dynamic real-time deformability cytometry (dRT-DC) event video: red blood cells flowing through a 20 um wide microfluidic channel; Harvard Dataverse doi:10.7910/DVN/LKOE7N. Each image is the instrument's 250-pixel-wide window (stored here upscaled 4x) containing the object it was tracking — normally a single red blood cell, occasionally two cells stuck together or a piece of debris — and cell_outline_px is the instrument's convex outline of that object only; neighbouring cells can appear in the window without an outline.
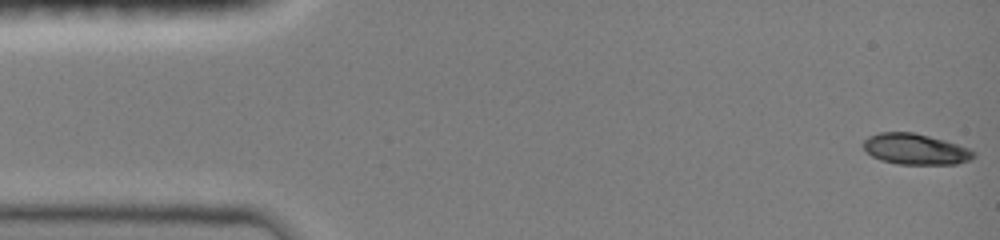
{"species": "common noctule bat (a hibernating species)", "species_latin": "Nyctalus noctula", "temperature_condition": "room temperature", "stored_images_in_passage": 47, "camera_frame_rate_fps": 3000, "um_per_image_px": 0.085, "animal": {"sex": "female", "body_mass_g": 19.0, "forearm_length_mm": 51.5}, "frame": {"image": 1, "passage_image": 1, "time_ms": 0.0, "image_size_px": [1000, 240], "cell_outline_px": [[976, 156], [968, 160], [956, 164], [896, 164], [880, 160], [872, 156], [864, 148], [864, 140], [868, 136], [880, 132], [912, 132], [944, 140], [968, 148], [976, 152]], "centroid_in_image_um": [77.8, 12.68], "position_along_channel_um": 7.2, "area_um2": 19.71}}
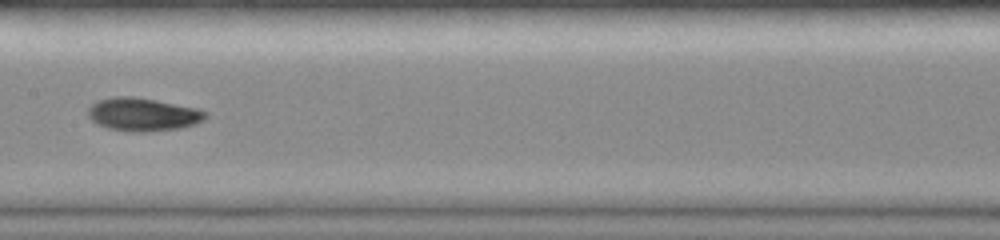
{"frame": {"image": 2, "passage_image": 24, "time_ms": 7.667, "image_size_px": [1000, 240], "cell_outline_px": [[208, 116], [204, 120], [196, 124], [180, 128], [148, 132], [132, 132], [108, 128], [92, 120], [88, 116], [88, 108], [92, 104], [100, 100], [112, 96], [132, 96], [156, 100], [196, 108], [208, 112]], "centroid_in_image_um": [12.18, 9.73], "position_along_channel_um": 195.2, "area_um2": 22.72}}
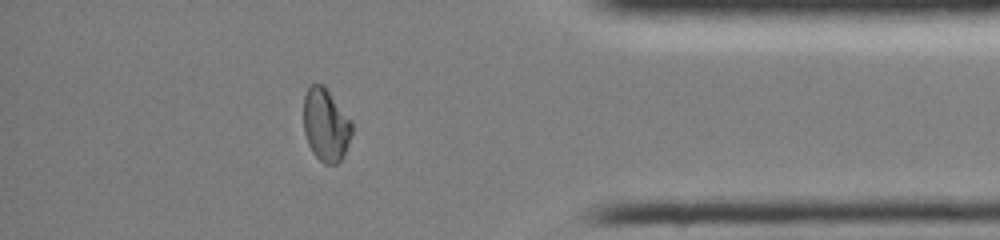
{"frame": {"image": 3, "passage_image": 41, "time_ms": 13.333, "image_size_px": [1000, 240], "cell_outline_px": [[352, 132], [344, 152], [340, 160], [336, 164], [324, 164], [312, 152], [308, 144], [304, 132], [304, 96], [308, 88], [312, 84], [324, 84], [352, 120]], "centroid_in_image_um": [27.69, 10.59], "position_along_channel_um": 407.5, "area_um2": 20.52}, "authors_computed_cell_mechanics": {"area_um2": 20.8658, "velocity_mm_per_s": 4.0316, "shape_relaxation_time_tau1_ms": 7.6911, "shape_relaxation_time_tau2_ms": 2.9097, "deformation_change_tau1": 0.2356, "deformation_change_tau2": 0.0483}}